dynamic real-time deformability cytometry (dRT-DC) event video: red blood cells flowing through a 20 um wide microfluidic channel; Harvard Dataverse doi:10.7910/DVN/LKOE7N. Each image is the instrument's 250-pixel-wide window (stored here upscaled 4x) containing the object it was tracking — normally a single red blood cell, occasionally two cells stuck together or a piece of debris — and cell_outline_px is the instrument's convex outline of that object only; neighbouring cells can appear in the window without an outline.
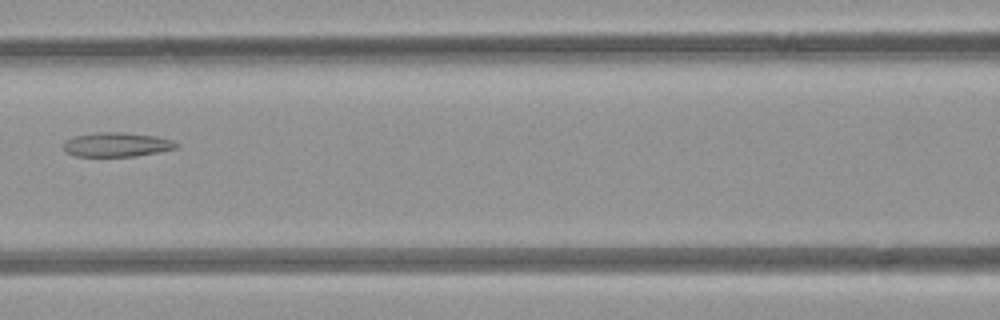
{"species": "common noctule bat (a hibernating species)", "species_latin": "Nyctalus noctula", "temperature_condition": "room temperature", "stored_images_in_passage": 6, "camera_frame_rate_fps": 3000, "um_per_image_px": 0.085, "animal": {"sex": "female", "body_mass_g": 21.9}, "frame": {"image": 1, "passage_image": 6, "time_ms": 5.667, "image_size_px": [1000, 320], "cell_outline_px": [[180, 144], [176, 148], [136, 156], [76, 156], [68, 152], [64, 148], [64, 140], [72, 136], [96, 132], [124, 132], [156, 136], [172, 140]], "centroid_in_image_um": [9.91, 12.27], "position_along_channel_um": 156.7, "area_um2": 15.95}}